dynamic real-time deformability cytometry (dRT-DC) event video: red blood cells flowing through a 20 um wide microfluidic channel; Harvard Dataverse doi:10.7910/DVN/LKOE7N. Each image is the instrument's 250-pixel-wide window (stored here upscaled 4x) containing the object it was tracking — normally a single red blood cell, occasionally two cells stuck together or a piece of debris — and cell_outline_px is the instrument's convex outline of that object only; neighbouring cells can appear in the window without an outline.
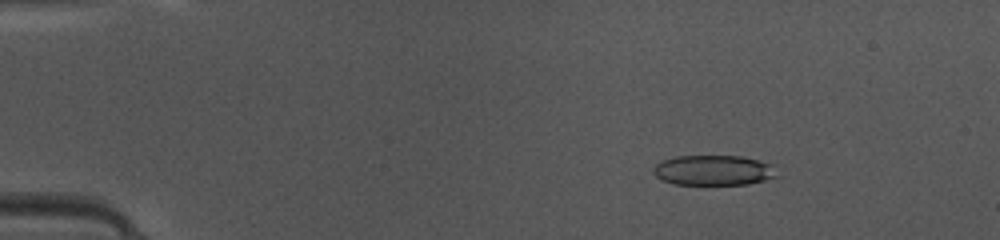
{"species": "common noctule bat (a hibernating species)", "species_latin": "Nyctalus noctula", "temperature_condition": "warm", "stored_images_in_passage": 46, "camera_frame_rate_fps": 3000, "um_per_image_px": 0.085, "animal": {"sex": "female", "body_mass_g": 10.0, "forearm_length_mm": 53.1}, "frame": {"image": 1, "passage_image": 6, "time_ms": 1.667, "image_size_px": [1000, 240], "cell_outline_px": [[780, 176], [748, 184], [676, 184], [664, 180], [656, 176], [652, 172], [652, 168], [660, 160], [676, 156], [740, 156], [776, 164]], "centroid_in_image_um": [60.71, 14.46], "position_along_channel_um": 24.3, "area_um2": 22.02}}
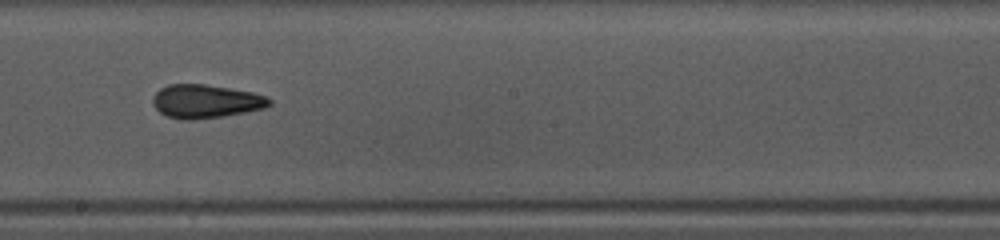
{"frame": {"image": 2, "passage_image": 26, "time_ms": 8.333, "image_size_px": [1000, 240], "cell_outline_px": [[272, 104], [264, 108], [224, 116], [192, 120], [184, 120], [168, 116], [160, 112], [152, 104], [152, 100], [156, 92], [160, 88], [168, 84], [204, 84], [252, 92], [264, 96], [272, 100]], "centroid_in_image_um": [17.47, 8.61], "position_along_channel_um": 230.7, "area_um2": 22.66}}
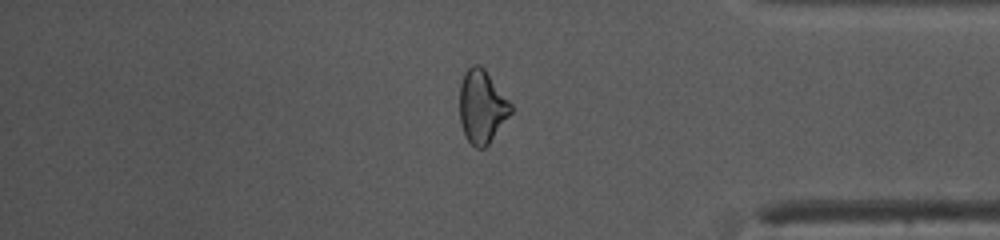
{"frame": {"image": 3, "passage_image": 39, "time_ms": 12.667, "image_size_px": [1000, 240], "cell_outline_px": [[512, 112], [488, 144], [484, 148], [476, 148], [464, 136], [460, 120], [460, 84], [464, 72], [472, 64], [480, 64], [484, 68], [512, 104]], "centroid_in_image_um": [40.95, 9.04], "position_along_channel_um": 394.2, "area_um2": 21.79}, "authors_computed_cell_mechanics": {"area_um2": 22.4553, "velocity_mm_per_s": 4.1835, "shape_relaxation_time_tau1_ms": 9.3321, "shape_relaxation_time_tau2_ms": 2.5828, "deformation_change_tau1": 0.1858, "deformation_change_tau2": 0.0949}}